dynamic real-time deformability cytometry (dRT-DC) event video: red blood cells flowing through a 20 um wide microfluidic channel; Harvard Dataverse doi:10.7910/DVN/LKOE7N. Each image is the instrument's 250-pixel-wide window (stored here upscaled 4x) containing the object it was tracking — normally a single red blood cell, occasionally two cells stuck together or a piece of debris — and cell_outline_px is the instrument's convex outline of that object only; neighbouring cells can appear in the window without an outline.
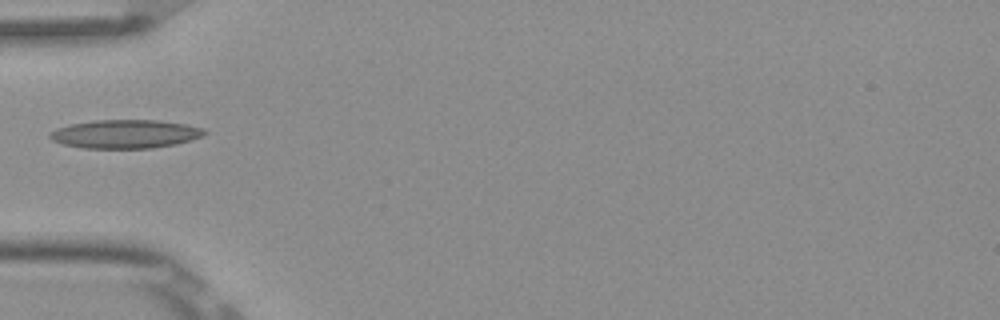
{"species": "Egyptian fruit bat (a non-hibernating species)", "species_latin": "Rousettus aegyptiacus", "temperature_condition": "room temperature", "stored_images_in_passage": 5, "camera_frame_rate_fps": 3000, "um_per_image_px": 0.085, "frame": {"image": 1, "passage_image": 5, "time_ms": 1.333, "image_size_px": [1000, 320], "cell_outline_px": [[208, 132], [204, 136], [192, 140], [176, 144], [152, 148], [84, 148], [64, 144], [52, 140], [48, 136], [48, 132], [56, 128], [72, 124], [96, 120], [156, 120], [188, 124], [204, 128]], "centroid_in_image_um": [10.69, 11.39], "position_along_channel_um": 74.3, "area_um2": 25.89}}